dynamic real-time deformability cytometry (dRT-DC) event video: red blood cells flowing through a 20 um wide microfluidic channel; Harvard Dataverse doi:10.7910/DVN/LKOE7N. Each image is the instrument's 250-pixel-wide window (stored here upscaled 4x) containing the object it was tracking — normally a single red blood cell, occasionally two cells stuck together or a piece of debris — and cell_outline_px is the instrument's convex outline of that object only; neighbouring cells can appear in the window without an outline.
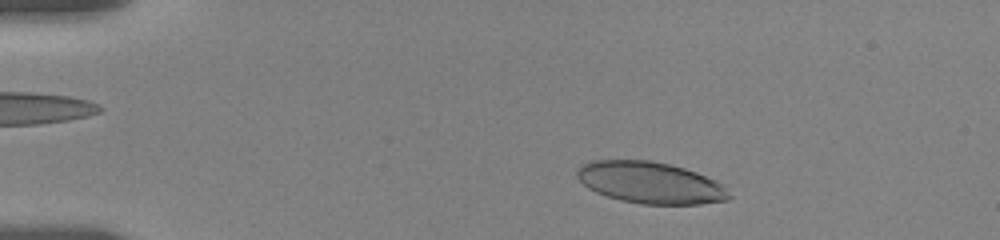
{"species": "human", "species_latin": "Homo sapiens", "temperature_condition": "room temperature", "stored_images_in_passage": 17, "camera_frame_rate_fps": 3000, "um_per_image_px": 0.085, "donor": {"sex": "female"}, "frame": {"image": 1, "passage_image": 7, "time_ms": 2.0, "image_size_px": [1000, 240], "cell_outline_px": [[732, 196], [728, 200], [700, 204], [640, 204], [620, 200], [596, 192], [588, 188], [576, 176], [576, 172], [580, 164], [592, 160], [652, 160], [684, 168], [696, 172], [716, 180], [724, 184]], "centroid_in_image_um": [55.29, 15.52], "position_along_channel_um": 29.7, "area_um2": 37.11}}
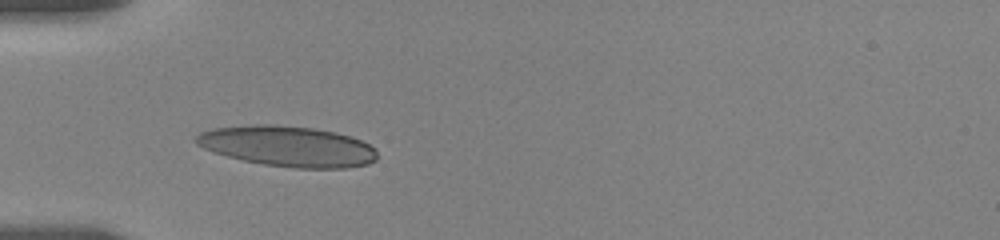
{"frame": {"image": 2, "passage_image": 16, "time_ms": 4.667, "image_size_px": [1000, 240], "cell_outline_px": [[376, 160], [368, 164], [348, 168], [296, 168], [264, 164], [244, 160], [228, 156], [204, 148], [196, 144], [196, 136], [200, 132], [212, 128], [252, 124], [276, 124], [312, 128], [336, 132], [352, 136], [376, 148]], "centroid_in_image_um": [24.48, 12.42], "position_along_channel_um": 60.5, "area_um2": 42.83}}